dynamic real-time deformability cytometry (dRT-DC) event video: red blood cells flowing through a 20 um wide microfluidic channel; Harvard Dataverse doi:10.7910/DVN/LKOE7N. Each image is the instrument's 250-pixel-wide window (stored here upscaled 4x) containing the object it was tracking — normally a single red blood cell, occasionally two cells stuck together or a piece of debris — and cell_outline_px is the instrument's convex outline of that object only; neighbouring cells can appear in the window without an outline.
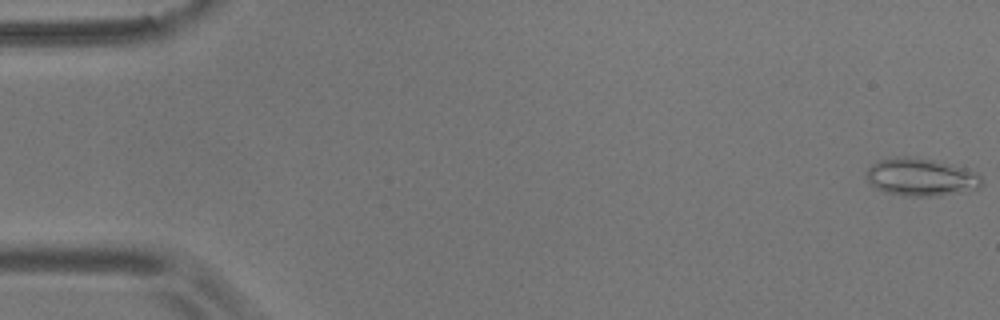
{"species": "common noctule bat (a hibernating species)", "species_latin": "Nyctalus noctula", "temperature_condition": "room temperature", "stored_images_in_passage": 55, "camera_frame_rate_fps": 3000, "um_per_image_px": 0.085, "animal": {"sex": "male", "body_mass_g": 17.9}, "frame": {"image": 1, "passage_image": 1, "time_ms": 0.0, "image_size_px": [1000, 320], "cell_outline_px": [[984, 184], [980, 188], [936, 196], [904, 196], [888, 192], [876, 188], [864, 176], [868, 168], [872, 164], [880, 160], [904, 156], [932, 160], [964, 168], [980, 176]], "centroid_in_image_um": [78.26, 15.07], "position_along_channel_um": 6.7, "area_um2": 24.91}}
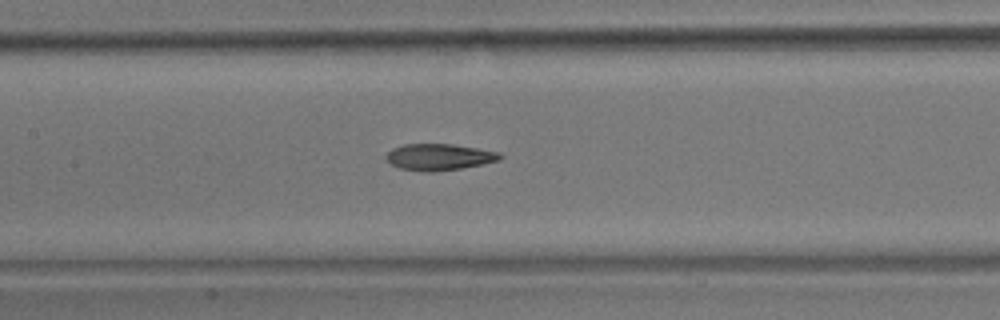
{"frame": {"image": 2, "passage_image": 26, "time_ms": 8.333, "image_size_px": [1000, 320], "cell_outline_px": [[504, 156], [500, 160], [484, 164], [460, 168], [432, 172], [424, 172], [400, 168], [392, 164], [384, 156], [392, 148], [404, 144], [452, 144], [500, 152]], "centroid_in_image_um": [37.34, 13.34], "position_along_channel_um": 170.1, "area_um2": 17.57}}
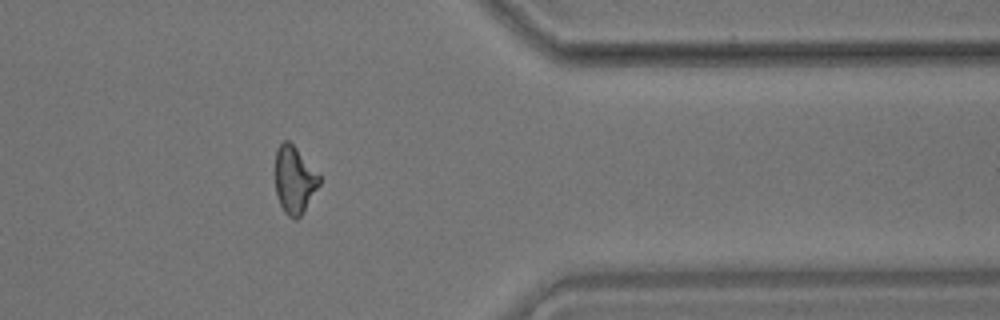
{"frame": {"image": 3, "passage_image": 45, "time_ms": 14.667, "image_size_px": [1000, 320], "cell_outline_px": [[320, 184], [304, 212], [296, 220], [288, 216], [284, 212], [280, 204], [276, 192], [276, 148], [284, 140], [288, 140], [296, 148], [320, 176]], "centroid_in_image_um": [25.02, 15.31], "position_along_channel_um": 386.4, "area_um2": 17.11}, "authors_computed_cell_mechanics": {"area_um2": 18.0336, "velocity_mm_per_s": 3.6655, "shape_relaxation_time_tau1_ms": 7.3327, "shape_relaxation_time_tau2_ms": 2.3457, "deformation_change_tau1": 0.2005, "deformation_change_tau2": 0.1006}}